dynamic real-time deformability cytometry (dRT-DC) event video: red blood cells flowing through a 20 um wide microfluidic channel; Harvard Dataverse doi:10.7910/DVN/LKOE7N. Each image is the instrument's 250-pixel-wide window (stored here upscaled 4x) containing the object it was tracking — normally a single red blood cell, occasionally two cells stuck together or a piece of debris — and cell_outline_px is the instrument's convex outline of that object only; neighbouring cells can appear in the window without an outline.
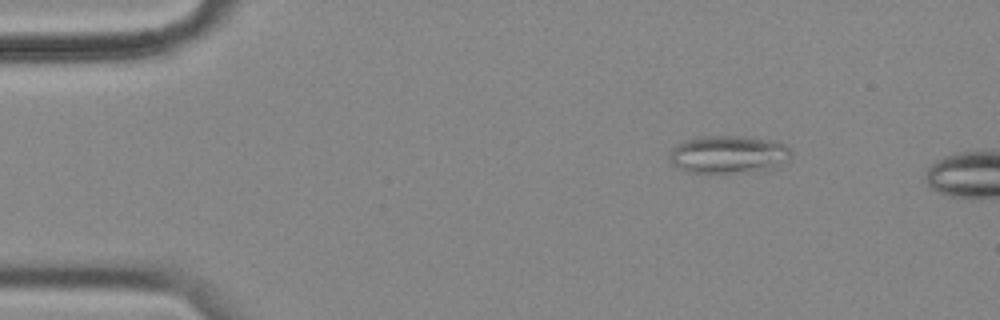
{"species": "common noctule bat (a hibernating species)", "species_latin": "Nyctalus noctula", "temperature_condition": "cold", "stored_images_in_passage": 4, "camera_frame_rate_fps": 3000, "um_per_image_px": 0.085, "animal": {"sex": "female", "body_mass_g": 18.4}, "frame": {"image": 1, "passage_image": 2, "time_ms": 0.333, "image_size_px": [1000, 320], "cell_outline_px": [[792, 156], [780, 168], [756, 172], [692, 172], [680, 168], [672, 164], [668, 160], [668, 156], [672, 148], [684, 140], [704, 136], [744, 136], [772, 140], [784, 144], [792, 152]], "centroid_in_image_um": [61.98, 13.13], "position_along_channel_um": 23.0, "area_um2": 27.17}}